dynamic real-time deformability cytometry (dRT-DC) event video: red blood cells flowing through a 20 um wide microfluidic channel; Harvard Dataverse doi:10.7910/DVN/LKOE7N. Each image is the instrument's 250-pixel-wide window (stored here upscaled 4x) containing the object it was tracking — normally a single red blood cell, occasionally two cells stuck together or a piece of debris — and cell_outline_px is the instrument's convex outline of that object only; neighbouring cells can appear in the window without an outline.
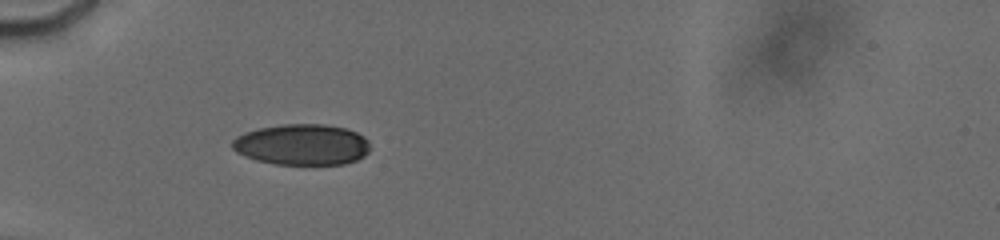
{"species": "human", "species_latin": "Homo sapiens", "temperature_condition": "cold", "stored_images_in_passage": 27, "camera_frame_rate_fps": 3000, "um_per_image_px": 0.085, "donor": {"sex": "male"}, "frame": {"image": 1, "passage_image": 5, "time_ms": 0.667, "image_size_px": [1000, 240], "cell_outline_px": [[368, 152], [364, 156], [356, 160], [344, 164], [276, 164], [256, 160], [244, 156], [236, 152], [232, 148], [232, 140], [236, 136], [244, 132], [260, 128], [284, 124], [324, 124], [344, 128], [356, 132], [364, 136], [368, 140]], "centroid_in_image_um": [25.65, 12.29], "position_along_channel_um": 59.4, "area_um2": 32.89}}
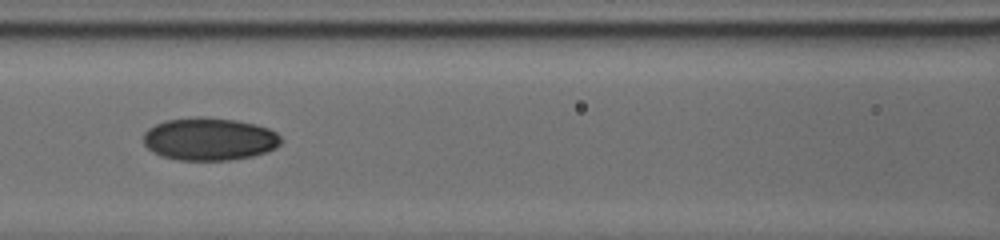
{"frame": {"image": 2, "passage_image": 20, "time_ms": 3.333, "image_size_px": [1000, 240], "cell_outline_px": [[280, 144], [276, 148], [252, 156], [228, 160], [180, 160], [160, 156], [148, 148], [144, 144], [144, 132], [148, 128], [156, 124], [168, 120], [196, 116], [200, 116], [236, 120], [268, 128], [276, 132], [280, 136]], "centroid_in_image_um": [17.78, 11.82], "position_along_channel_um": 148.8, "area_um2": 34.1}}
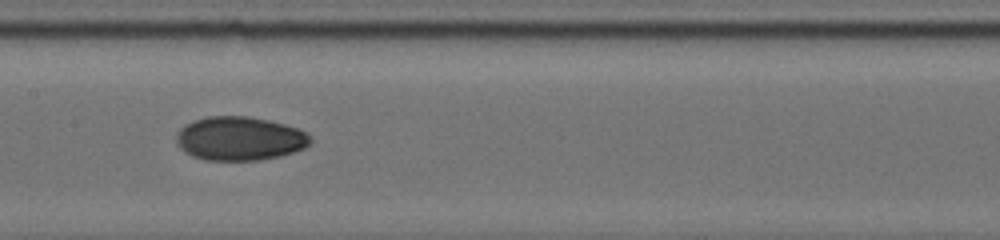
{"frame": {"image": 3, "passage_image": 26, "time_ms": 4.333, "image_size_px": [1000, 240], "cell_outline_px": [[312, 140], [304, 148], [280, 156], [260, 160], [204, 160], [192, 156], [184, 152], [176, 144], [176, 132], [184, 124], [192, 120], [208, 116], [248, 116], [268, 120], [300, 128]], "centroid_in_image_um": [20.32, 11.77], "position_along_channel_um": 187.1, "area_um2": 34.45}}